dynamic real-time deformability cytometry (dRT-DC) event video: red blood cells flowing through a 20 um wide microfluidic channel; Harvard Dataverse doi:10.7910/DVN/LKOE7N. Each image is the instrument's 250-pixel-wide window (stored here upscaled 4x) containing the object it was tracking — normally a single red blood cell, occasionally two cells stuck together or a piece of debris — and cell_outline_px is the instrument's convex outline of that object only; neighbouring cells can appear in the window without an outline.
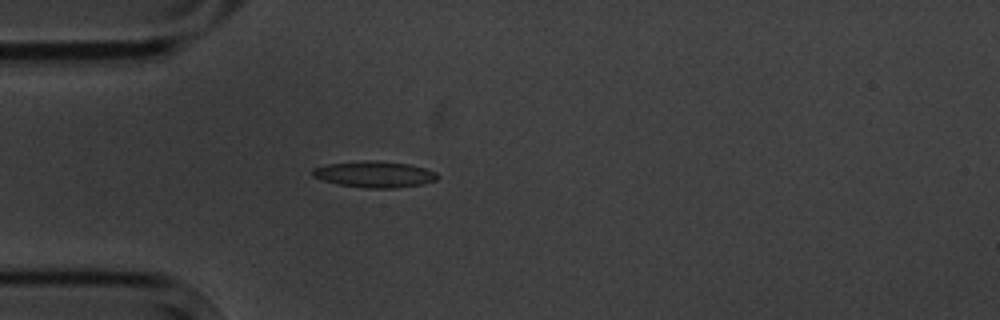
{"species": "common noctule bat (a hibernating species)", "species_latin": "Nyctalus noctula", "temperature_condition": "cold", "stored_images_in_passage": 6, "camera_frame_rate_fps": 3000, "um_per_image_px": 0.085, "animal": {"sex": "male", "body_mass_g": 20.1, "forearm_length_mm": 53.5}, "frame": {"image": 1, "passage_image": 6, "time_ms": 6.0, "image_size_px": [1000, 320], "cell_outline_px": [[440, 176], [436, 180], [420, 184], [396, 188], [368, 188], [336, 184], [312, 176], [312, 172], [316, 168], [328, 164], [364, 160], [376, 160], [408, 164], [424, 168], [436, 172]], "centroid_in_image_um": [31.85, 14.81], "position_along_channel_um": 53.1, "area_um2": 18.96}}